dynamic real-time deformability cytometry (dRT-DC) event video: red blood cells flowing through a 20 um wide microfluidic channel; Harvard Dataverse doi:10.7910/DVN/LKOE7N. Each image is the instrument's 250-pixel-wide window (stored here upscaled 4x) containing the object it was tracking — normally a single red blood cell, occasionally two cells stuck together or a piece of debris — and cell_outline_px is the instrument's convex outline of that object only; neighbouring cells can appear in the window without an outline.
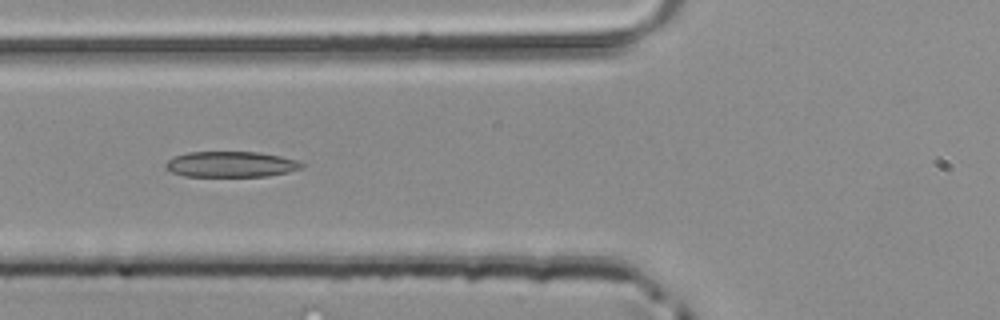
{"species": "common noctule bat (a hibernating species)", "species_latin": "Nyctalus noctula", "temperature_condition": "room temperature", "stored_images_in_passage": 46, "camera_frame_rate_fps": 3000, "um_per_image_px": 0.085, "animal": {"sex": "male", "body_mass_g": 20.4}, "frame": {"image": 1, "passage_image": 16, "time_ms": 5.0, "image_size_px": [1000, 320], "cell_outline_px": [[304, 168], [288, 172], [268, 176], [184, 176], [172, 172], [164, 168], [164, 164], [168, 160], [176, 156], [188, 152], [256, 152], [280, 156], [296, 160], [304, 164]], "centroid_in_image_um": [19.63, 13.97], "position_along_channel_um": 106.2, "area_um2": 20.35}}
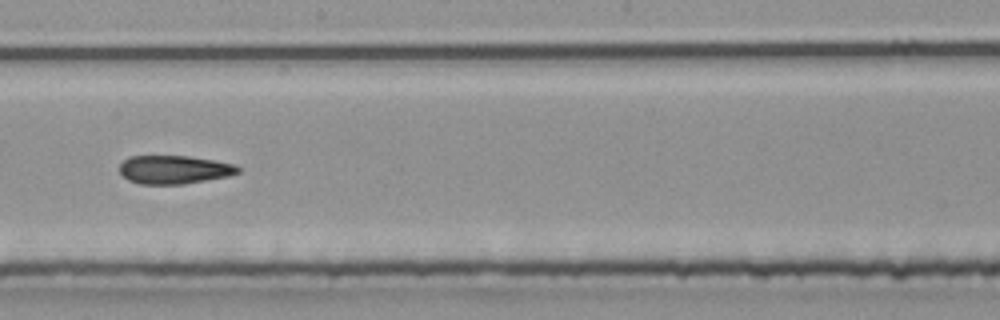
{"frame": {"image": 2, "passage_image": 25, "time_ms": 8.0, "image_size_px": [1000, 320], "cell_outline_px": [[240, 172], [228, 176], [184, 184], [140, 184], [128, 180], [120, 172], [120, 164], [128, 156], [188, 156], [216, 160], [232, 164], [240, 168]], "centroid_in_image_um": [14.8, 14.41], "position_along_channel_um": 233.4, "area_um2": 19.59}}
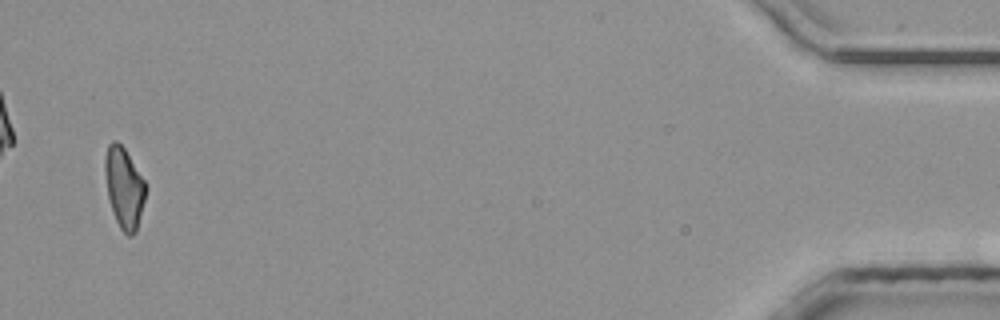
{"frame": {"image": 3, "passage_image": 45, "time_ms": 14.667, "image_size_px": [1000, 320], "cell_outline_px": [[148, 188], [136, 232], [132, 236], [128, 236], [120, 228], [116, 220], [108, 196], [104, 172], [104, 156], [108, 144], [112, 140], [116, 140], [124, 148], [144, 180]], "centroid_in_image_um": [10.55, 15.94], "position_along_channel_um": 424.6, "area_um2": 19.19}}